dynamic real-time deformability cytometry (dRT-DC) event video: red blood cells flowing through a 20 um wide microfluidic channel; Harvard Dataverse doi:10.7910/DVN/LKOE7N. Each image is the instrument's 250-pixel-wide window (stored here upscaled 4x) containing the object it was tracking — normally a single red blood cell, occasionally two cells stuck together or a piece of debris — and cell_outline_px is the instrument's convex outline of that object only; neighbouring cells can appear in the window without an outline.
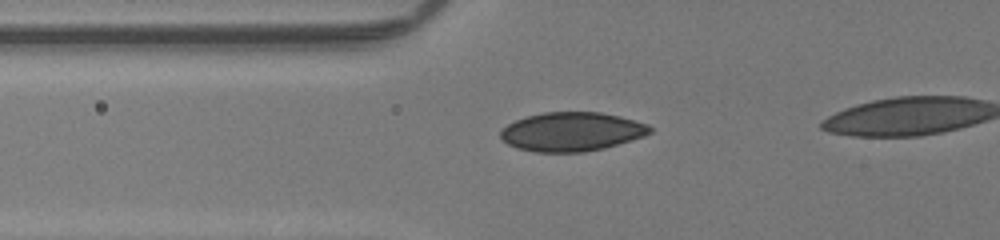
{"species": "human", "species_latin": "Homo sapiens", "temperature_condition": "room temperature", "stored_images_in_passage": 31, "camera_frame_rate_fps": 3000, "um_per_image_px": 0.085, "donor": {"sex": "male"}, "frame": {"image": 1, "passage_image": 2, "time_ms": 0.333, "image_size_px": [1000, 240], "cell_outline_px": [[652, 132], [616, 144], [600, 148], [580, 152], [540, 152], [520, 148], [508, 144], [500, 136], [500, 132], [508, 124], [516, 120], [528, 116], [548, 112], [596, 112], [616, 116], [632, 120], [644, 124], [652, 128]], "centroid_in_image_um": [48.54, 11.19], "position_along_channel_um": 77.3, "area_um2": 32.83}}
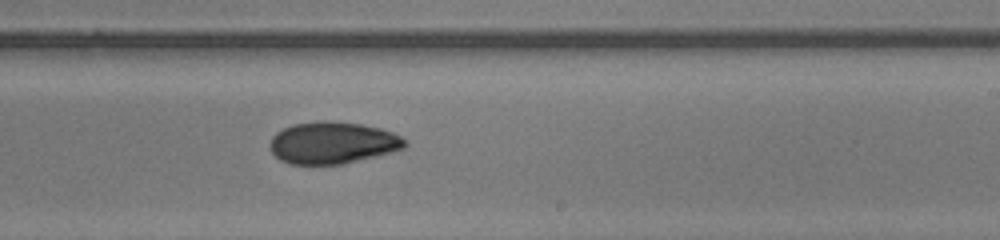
{"frame": {"image": 2, "passage_image": 16, "time_ms": 5.0, "image_size_px": [1000, 240], "cell_outline_px": [[404, 144], [400, 148], [340, 164], [292, 164], [276, 156], [272, 152], [272, 136], [284, 128], [296, 124], [356, 124], [376, 128], [400, 136], [404, 140]], "centroid_in_image_um": [28.2, 12.18], "position_along_channel_um": 260.8, "area_um2": 30.46}}
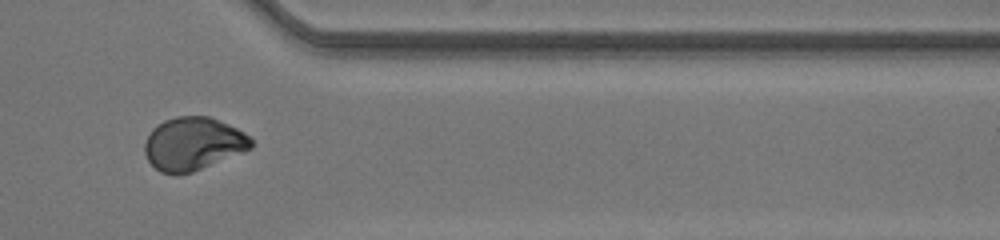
{"frame": {"image": 3, "passage_image": 26, "time_ms": 8.333, "image_size_px": [1000, 240], "cell_outline_px": [[252, 148], [192, 172], [160, 172], [148, 160], [144, 152], [144, 144], [148, 136], [164, 120], [180, 116], [208, 116], [236, 128], [248, 136], [252, 140]], "centroid_in_image_um": [16.42, 12.21], "position_along_channel_um": 395.0, "area_um2": 31.96}}